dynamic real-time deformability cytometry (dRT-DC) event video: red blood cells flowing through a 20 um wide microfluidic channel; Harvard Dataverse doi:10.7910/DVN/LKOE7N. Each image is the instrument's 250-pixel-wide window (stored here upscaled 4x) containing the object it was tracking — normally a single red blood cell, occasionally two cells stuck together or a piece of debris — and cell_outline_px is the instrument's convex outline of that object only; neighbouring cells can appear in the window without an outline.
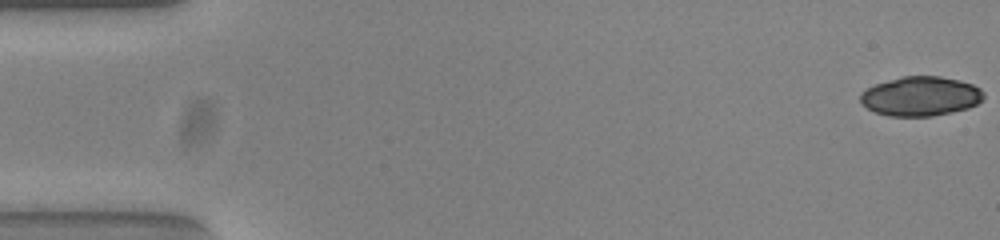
{"species": "common noctule bat (a hibernating species)", "species_latin": "Nyctalus noctula", "temperature_condition": "warm", "stored_images_in_passage": 53, "camera_frame_rate_fps": 3000, "um_per_image_px": 0.085, "animal": {"sex": "female", "body_mass_g": 23.0, "forearm_length_mm": 53.4}, "frame": {"image": 1, "passage_image": 1, "time_ms": 0.0, "image_size_px": [1000, 240], "cell_outline_px": [[984, 96], [976, 104], [968, 108], [952, 112], [932, 116], [888, 116], [876, 112], [860, 104], [860, 92], [876, 84], [888, 80], [904, 76], [940, 76], [960, 80], [972, 84], [980, 88], [984, 92]], "centroid_in_image_um": [78.24, 8.18], "position_along_channel_um": 6.8, "area_um2": 28.32}}